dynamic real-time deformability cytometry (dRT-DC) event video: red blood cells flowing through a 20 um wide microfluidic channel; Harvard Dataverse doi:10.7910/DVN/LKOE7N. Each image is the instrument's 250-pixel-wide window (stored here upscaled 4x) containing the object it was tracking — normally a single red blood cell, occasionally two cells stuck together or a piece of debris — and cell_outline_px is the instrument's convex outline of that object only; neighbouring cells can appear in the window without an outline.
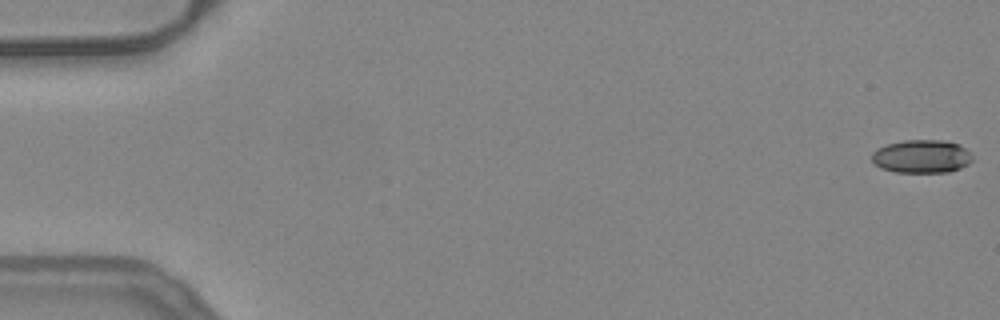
{"species": "common noctule bat (a hibernating species)", "species_latin": "Nyctalus noctula", "temperature_condition": "warm", "stored_images_in_passage": 7, "camera_frame_rate_fps": 3000, "um_per_image_px": 0.085, "animal": {"sex": "female", "body_mass_g": 24.6, "forearm_length_mm": 56.2}, "frame": {"image": 1, "passage_image": 1, "time_ms": 0.0, "image_size_px": [1000, 320], "cell_outline_px": [[972, 160], [968, 164], [960, 168], [948, 172], [896, 172], [880, 168], [872, 160], [872, 152], [876, 148], [888, 144], [904, 140], [940, 140], [960, 144], [972, 156]], "centroid_in_image_um": [78.32, 13.29], "position_along_channel_um": 6.7, "area_um2": 19.42}}